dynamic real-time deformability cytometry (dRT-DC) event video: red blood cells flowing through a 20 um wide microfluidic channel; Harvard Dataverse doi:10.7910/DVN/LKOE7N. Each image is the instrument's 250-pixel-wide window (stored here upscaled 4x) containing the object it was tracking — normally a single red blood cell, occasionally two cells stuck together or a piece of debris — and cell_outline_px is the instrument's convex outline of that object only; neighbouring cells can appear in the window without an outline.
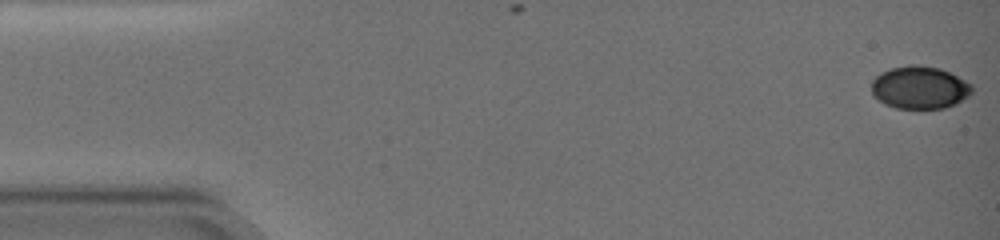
{"species": "common noctule bat (a hibernating species)", "species_latin": "Nyctalus noctula", "temperature_condition": "warm", "stored_images_in_passage": 20, "camera_frame_rate_fps": 3000, "um_per_image_px": 0.085, "animal": {"sex": "female", "body_mass_g": 19.0, "forearm_length_mm": 51.5}, "frame": {"image": 1, "passage_image": 1, "time_ms": 0.0, "image_size_px": [1000, 240], "cell_outline_px": [[972, 92], [968, 96], [956, 104], [944, 108], [896, 108], [884, 104], [876, 100], [872, 96], [872, 80], [880, 72], [892, 68], [908, 64], [920, 64], [940, 68], [972, 84]], "centroid_in_image_um": [78.14, 7.43], "position_along_channel_um": 6.9, "area_um2": 25.2}}
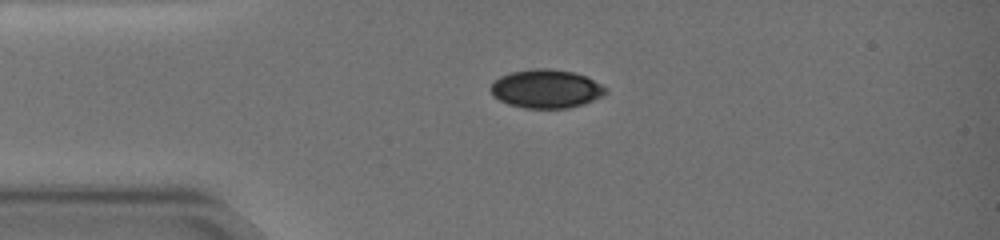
{"frame": {"image": 2, "passage_image": 7, "time_ms": 4.667, "image_size_px": [1000, 240], "cell_outline_px": [[608, 92], [584, 104], [568, 108], [524, 108], [508, 104], [492, 96], [488, 88], [492, 80], [500, 76], [512, 72], [532, 68], [548, 68], [572, 72], [584, 76], [608, 88]], "centroid_in_image_um": [46.36, 7.55], "position_along_channel_um": 38.6, "area_um2": 25.95}}